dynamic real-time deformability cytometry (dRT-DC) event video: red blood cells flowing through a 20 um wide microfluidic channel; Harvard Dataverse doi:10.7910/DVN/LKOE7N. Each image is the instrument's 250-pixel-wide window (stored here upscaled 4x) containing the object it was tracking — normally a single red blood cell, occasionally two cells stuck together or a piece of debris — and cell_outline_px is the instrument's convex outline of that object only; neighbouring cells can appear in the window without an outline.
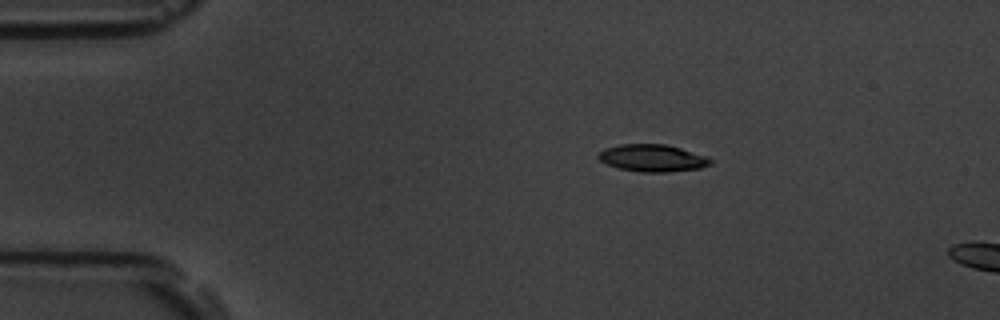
{"species": "common noctule bat (a hibernating species)", "species_latin": "Nyctalus noctula", "temperature_condition": "room temperature", "stored_images_in_passage": 3, "camera_frame_rate_fps": 3000, "um_per_image_px": 0.085, "animal": {"sex": "male", "body_mass_g": 19.5, "forearm_length_mm": 54.6}, "frame": {"image": 1, "passage_image": 1, "time_ms": 0.0, "image_size_px": [1000, 320], "cell_outline_px": [[712, 164], [700, 168], [668, 172], [640, 172], [620, 168], [608, 164], [600, 160], [596, 156], [596, 152], [604, 148], [620, 144], [664, 144], [680, 148], [708, 156], [712, 160]], "centroid_in_image_um": [55.45, 13.43], "position_along_channel_um": 29.6, "area_um2": 17.86}}